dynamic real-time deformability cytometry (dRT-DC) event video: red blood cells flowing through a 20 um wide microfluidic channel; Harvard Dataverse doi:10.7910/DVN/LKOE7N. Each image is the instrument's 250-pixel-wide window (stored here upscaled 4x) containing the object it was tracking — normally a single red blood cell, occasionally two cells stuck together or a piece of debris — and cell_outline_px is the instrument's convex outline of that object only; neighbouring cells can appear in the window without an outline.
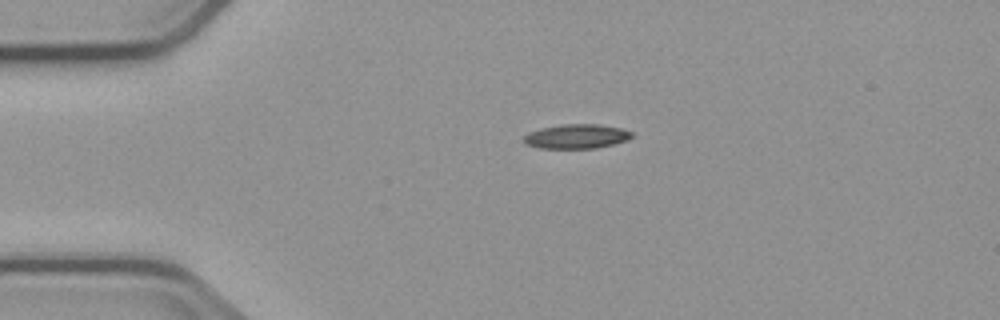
{"species": "common noctule bat (a hibernating species)", "species_latin": "Nyctalus noctula", "temperature_condition": "cold", "stored_images_in_passage": 3, "camera_frame_rate_fps": 3000, "um_per_image_px": 0.085, "animal": {"sex": "male", "body_mass_g": 23.1, "forearm_length_mm": 52.7}, "frame": {"image": 1, "passage_image": 3, "time_ms": 3.667, "image_size_px": [1000, 320], "cell_outline_px": [[632, 136], [628, 140], [596, 148], [540, 148], [524, 144], [524, 136], [528, 132], [540, 128], [560, 124], [600, 124], [620, 128], [632, 132]], "centroid_in_image_um": [48.97, 11.58], "position_along_channel_um": 36.0, "area_um2": 15.37}}